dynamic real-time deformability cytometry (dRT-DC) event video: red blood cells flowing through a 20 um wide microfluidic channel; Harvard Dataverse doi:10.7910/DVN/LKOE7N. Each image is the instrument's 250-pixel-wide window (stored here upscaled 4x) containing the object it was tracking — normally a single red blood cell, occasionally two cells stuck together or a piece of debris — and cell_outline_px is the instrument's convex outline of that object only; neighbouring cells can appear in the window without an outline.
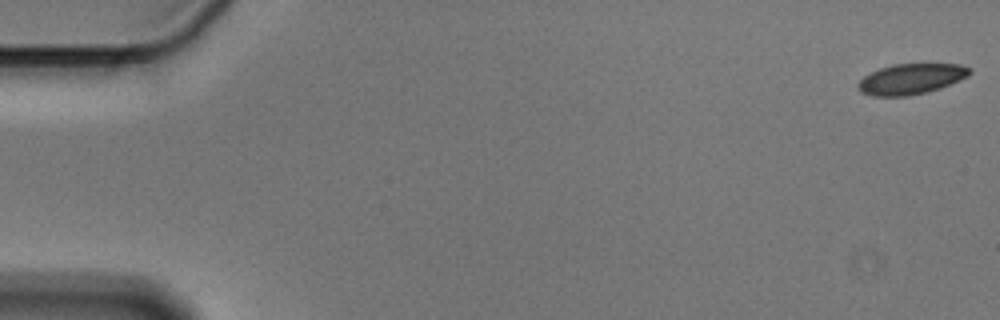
{"species": "Egyptian fruit bat (a non-hibernating species)", "species_latin": "Rousettus aegyptiacus", "temperature_condition": "cold", "stored_images_in_passage": 56, "camera_frame_rate_fps": 3000, "um_per_image_px": 0.085, "animal": {"sex": "male"}, "frame": {"image": 1, "passage_image": 1, "time_ms": 0.0, "image_size_px": [1000, 320], "cell_outline_px": [[972, 72], [968, 76], [960, 80], [940, 88], [908, 96], [872, 96], [860, 92], [856, 88], [856, 84], [864, 76], [880, 68], [892, 64], [960, 64], [972, 68]], "centroid_in_image_um": [77.43, 6.71], "position_along_channel_um": 7.6, "area_um2": 19.94}}
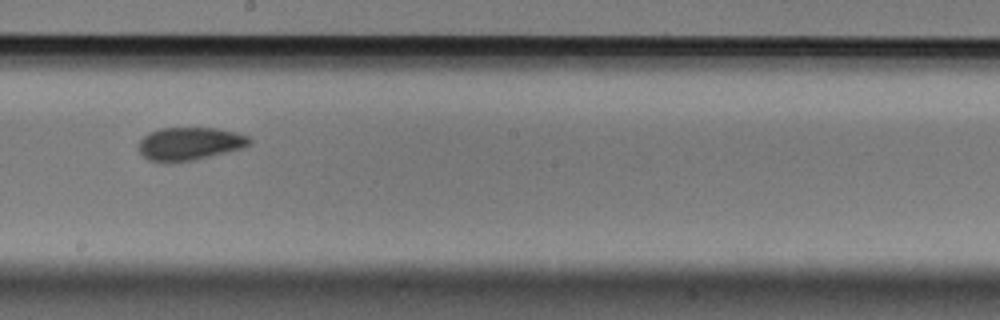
{"frame": {"image": 2, "passage_image": 32, "time_ms": 10.333, "image_size_px": [1000, 320], "cell_outline_px": [[252, 140], [244, 148], [196, 160], [172, 164], [168, 164], [148, 160], [140, 152], [140, 140], [148, 132], [160, 128], [216, 128], [236, 132], [248, 136]], "centroid_in_image_um": [16.12, 12.24], "position_along_channel_um": 232.1, "area_um2": 21.68}}
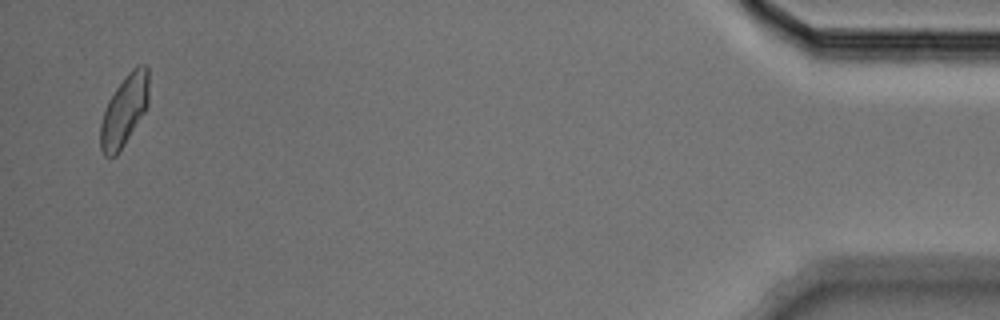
{"frame": {"image": 3, "passage_image": 55, "time_ms": 18.0, "image_size_px": [1000, 320], "cell_outline_px": [[148, 104], [144, 112], [124, 144], [116, 156], [104, 156], [100, 148], [100, 124], [104, 108], [108, 100], [116, 88], [128, 72], [136, 64], [144, 64], [148, 68]], "centroid_in_image_um": [10.55, 9.37], "position_along_channel_um": 424.7, "area_um2": 19.94}, "authors_computed_cell_mechanics": {"area_um2": 20.808, "velocity_mm_per_s": 3.5805, "shape_relaxation_time_tau1_ms": 3.5643, "shape_relaxation_time_tau2_ms": 1.779, "deformation_change_tau1": 0.0794, "deformation_change_tau2": 0.0695}}